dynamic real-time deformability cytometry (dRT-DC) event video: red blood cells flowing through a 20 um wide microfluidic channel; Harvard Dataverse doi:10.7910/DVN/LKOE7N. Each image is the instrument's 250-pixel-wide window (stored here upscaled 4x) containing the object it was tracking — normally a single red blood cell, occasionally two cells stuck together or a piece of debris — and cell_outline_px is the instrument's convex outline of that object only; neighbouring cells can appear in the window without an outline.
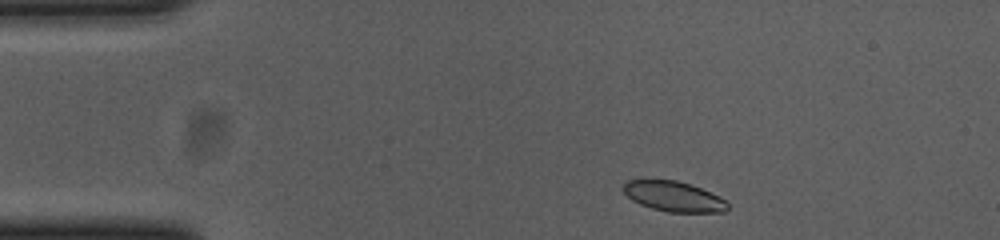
{"species": "common noctule bat (a hibernating species)", "species_latin": "Nyctalus noctula", "temperature_condition": "cold", "stored_images_in_passage": 47, "camera_frame_rate_fps": 3000, "um_per_image_px": 0.085, "animal": {"sex": "female", "body_mass_g": 23.0, "forearm_length_mm": 53.4}, "frame": {"image": 1, "passage_image": 1, "time_ms": 0.0, "image_size_px": [1000, 240], "cell_outline_px": [[728, 208], [724, 212], [668, 212], [652, 208], [640, 204], [632, 200], [620, 188], [628, 180], [676, 180], [692, 184], [720, 196], [728, 204]], "centroid_in_image_um": [57.26, 16.69], "position_along_channel_um": 27.7, "area_um2": 18.38}}
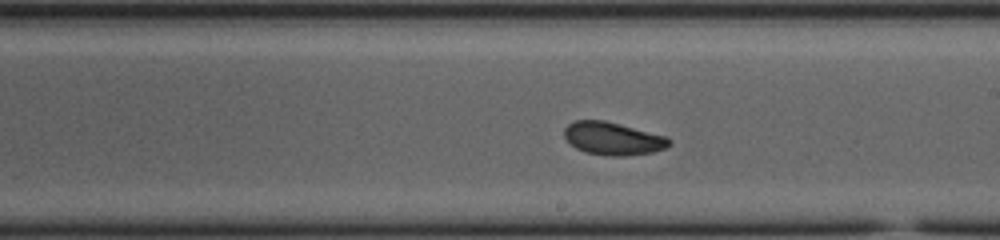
{"frame": {"image": 2, "passage_image": 23, "time_ms": 7.333, "image_size_px": [1000, 240], "cell_outline_px": [[672, 144], [664, 148], [652, 152], [624, 156], [608, 156], [584, 152], [576, 148], [564, 136], [564, 128], [568, 124], [576, 120], [604, 120], [668, 136], [672, 140]], "centroid_in_image_um": [52.12, 11.77], "position_along_channel_um": 236.9, "area_um2": 20.17}}
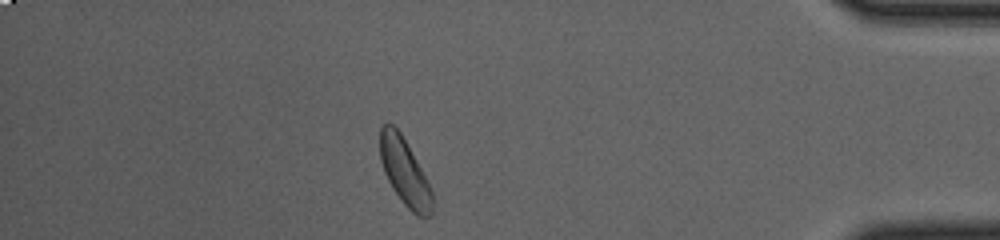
{"frame": {"image": 3, "passage_image": 40, "time_ms": 13.0, "image_size_px": [1000, 240], "cell_outline_px": [[432, 212], [428, 216], [416, 216], [404, 204], [392, 188], [384, 172], [380, 160], [380, 128], [384, 124], [392, 124], [400, 132], [432, 188]], "centroid_in_image_um": [34.39, 14.63], "position_along_channel_um": 400.8, "area_um2": 20.11}, "authors_computed_cell_mechanics": {"area_um2": 20.1144, "velocity_mm_per_s": 3.6566, "shape_relaxation_time_tau1_ms": 9.3443, "shape_relaxation_time_tau2_ms": 2.1025, "deformation_change_tau1": 0.2036, "deformation_change_tau2": 0.0603}}